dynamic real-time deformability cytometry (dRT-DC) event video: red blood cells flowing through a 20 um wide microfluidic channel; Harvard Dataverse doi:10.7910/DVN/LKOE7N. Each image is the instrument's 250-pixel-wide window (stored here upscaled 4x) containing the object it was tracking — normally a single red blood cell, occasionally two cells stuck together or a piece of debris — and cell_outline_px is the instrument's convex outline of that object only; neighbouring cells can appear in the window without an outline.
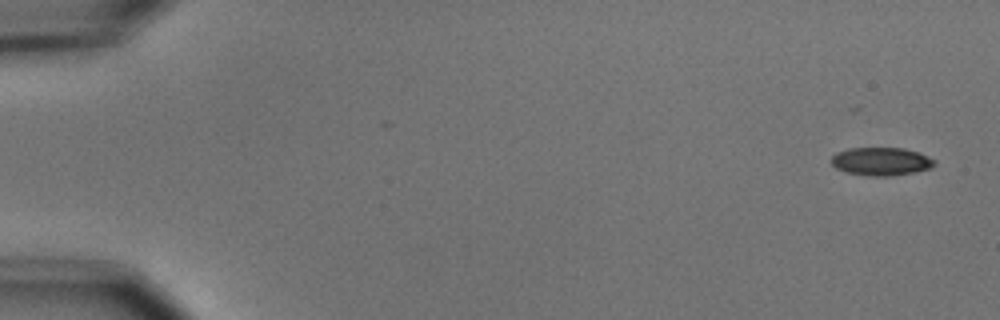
{"species": "common noctule bat (a hibernating species)", "species_latin": "Nyctalus noctula", "temperature_condition": "cold", "stored_images_in_passage": 6, "camera_frame_rate_fps": 3000, "um_per_image_px": 0.085, "animal": {"sex": "male", "body_mass_g": 15.6}, "frame": {"image": 1, "passage_image": 1, "time_ms": 0.0, "image_size_px": [1000, 320], "cell_outline_px": [[936, 164], [932, 168], [916, 172], [892, 176], [872, 176], [848, 172], [836, 168], [832, 164], [832, 156], [836, 152], [848, 148], [904, 148], [920, 152], [936, 160]], "centroid_in_image_um": [74.95, 13.71], "position_along_channel_um": 10.0, "area_um2": 17.05}}
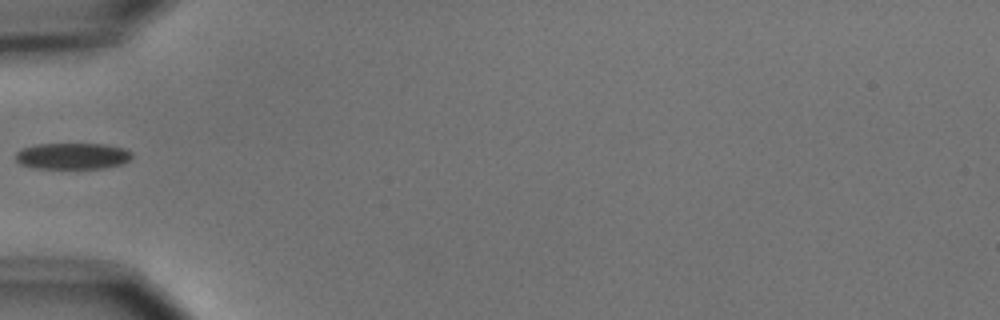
{"frame": {"image": 2, "passage_image": 5, "time_ms": 5.667, "image_size_px": [1000, 320], "cell_outline_px": [[132, 156], [128, 160], [120, 164], [104, 168], [36, 168], [20, 164], [16, 160], [16, 152], [24, 148], [36, 144], [104, 144], [124, 148], [132, 152]], "centroid_in_image_um": [6.16, 13.26], "position_along_channel_um": 78.8, "area_um2": 17.69}}
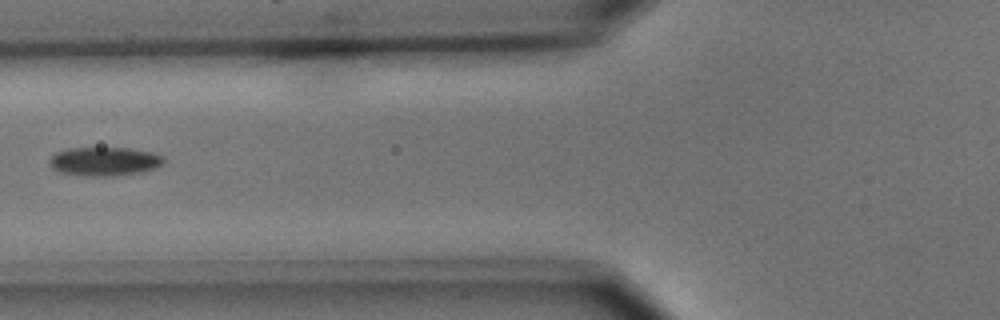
{"frame": {"image": 3, "passage_image": 6, "time_ms": 6.667, "image_size_px": [1000, 320], "cell_outline_px": [[164, 160], [156, 168], [140, 172], [108, 176], [88, 176], [60, 172], [52, 168], [48, 160], [56, 152], [68, 148], [128, 148], [152, 152], [164, 156]], "centroid_in_image_um": [8.86, 13.71], "position_along_channel_um": 116.9, "area_um2": 19.02}}